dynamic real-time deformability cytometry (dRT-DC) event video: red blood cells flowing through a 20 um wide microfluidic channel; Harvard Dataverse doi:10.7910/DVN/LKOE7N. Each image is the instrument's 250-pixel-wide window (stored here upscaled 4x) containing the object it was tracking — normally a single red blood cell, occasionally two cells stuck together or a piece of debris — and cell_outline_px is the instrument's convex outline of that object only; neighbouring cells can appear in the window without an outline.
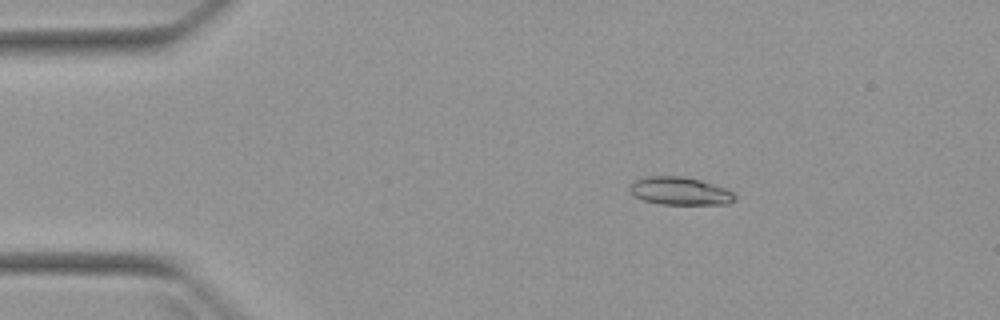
{"species": "Egyptian fruit bat (a non-hibernating species)", "species_latin": "Rousettus aegyptiacus", "temperature_condition": "warm", "stored_images_in_passage": 4, "camera_frame_rate_fps": 3000, "um_per_image_px": 0.085, "animal": {"sex": "female"}, "frame": {"image": 1, "passage_image": 2, "time_ms": 1.333, "image_size_px": [1000, 320], "cell_outline_px": [[736, 200], [728, 204], [660, 204], [644, 200], [636, 196], [628, 188], [628, 184], [632, 180], [648, 176], [684, 176], [700, 180], [728, 188], [736, 192]], "centroid_in_image_um": [57.83, 16.23], "position_along_channel_um": 27.2, "area_um2": 17.4}}
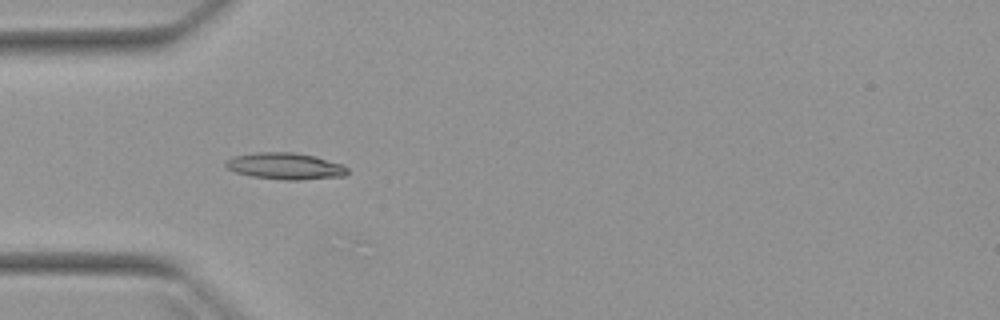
{"frame": {"image": 2, "passage_image": 4, "time_ms": 3.667, "image_size_px": [1000, 320], "cell_outline_px": [[348, 172], [344, 176], [300, 180], [284, 180], [252, 176], [236, 172], [228, 168], [224, 164], [232, 156], [256, 152], [296, 152], [316, 156], [340, 164], [348, 168]], "centroid_in_image_um": [24.25, 14.11], "position_along_channel_um": 60.8, "area_um2": 18.84}}